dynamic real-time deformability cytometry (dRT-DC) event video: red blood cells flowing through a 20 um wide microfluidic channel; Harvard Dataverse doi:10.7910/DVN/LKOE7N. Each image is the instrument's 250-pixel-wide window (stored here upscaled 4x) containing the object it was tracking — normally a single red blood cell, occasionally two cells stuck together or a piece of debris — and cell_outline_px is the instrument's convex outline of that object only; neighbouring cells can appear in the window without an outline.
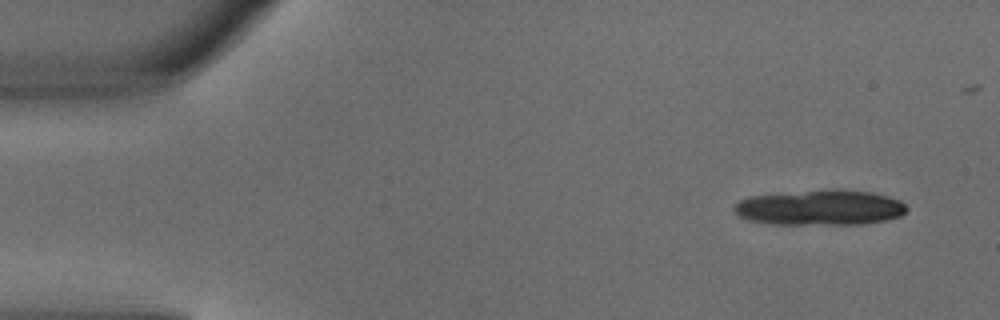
{"species": "common noctule bat (a hibernating species)", "species_latin": "Nyctalus noctula", "temperature_condition": "warm", "stored_images_in_passage": 5, "camera_frame_rate_fps": 3000, "um_per_image_px": 0.085, "animal": {"sex": "male", "body_mass_g": 18.8}, "frame": {"image": 1, "passage_image": 1, "time_ms": 0.0, "image_size_px": [1000, 320], "cell_outline_px": [[908, 208], [900, 216], [888, 220], [864, 224], [772, 224], [748, 220], [740, 216], [732, 208], [740, 200], [748, 196], [832, 188], [844, 188], [872, 192], [888, 196], [900, 200]], "centroid_in_image_um": [69.74, 17.63], "position_along_channel_um": 15.3, "area_um2": 36.01}}